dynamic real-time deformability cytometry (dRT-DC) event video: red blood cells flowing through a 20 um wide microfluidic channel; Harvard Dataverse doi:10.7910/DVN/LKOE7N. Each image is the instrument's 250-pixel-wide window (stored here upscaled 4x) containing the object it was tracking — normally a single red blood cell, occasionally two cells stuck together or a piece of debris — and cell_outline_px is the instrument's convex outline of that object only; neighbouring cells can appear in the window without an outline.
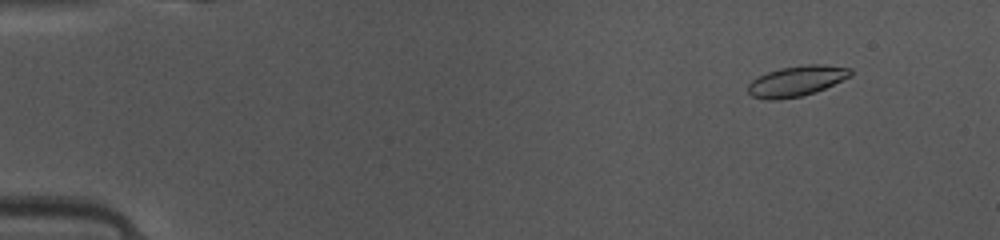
{"species": "common noctule bat (a hibernating species)", "species_latin": "Nyctalus noctula", "temperature_condition": "warm", "stored_images_in_passage": 49, "camera_frame_rate_fps": 3000, "um_per_image_px": 0.085, "animal": {"sex": "female", "body_mass_g": 10.0, "forearm_length_mm": 53.1}, "frame": {"image": 1, "passage_image": 6, "time_ms": 1.667, "image_size_px": [1000, 240], "cell_outline_px": [[852, 76], [824, 88], [800, 96], [776, 100], [764, 100], [752, 96], [748, 92], [748, 84], [752, 80], [768, 72], [780, 68], [808, 64], [820, 64], [852, 68]], "centroid_in_image_um": [67.71, 6.88], "position_along_channel_um": 17.3, "area_um2": 18.03}}
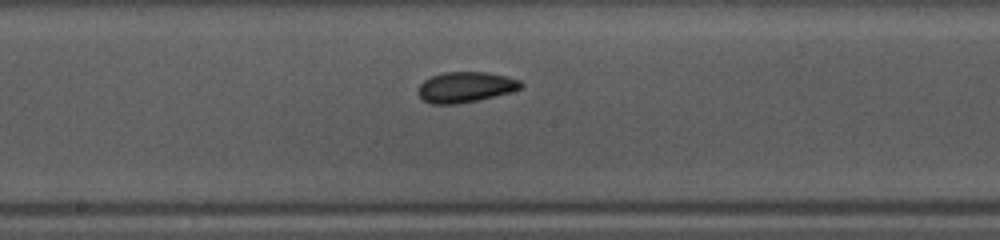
{"frame": {"image": 2, "passage_image": 27, "time_ms": 8.667, "image_size_px": [1000, 240], "cell_outline_px": [[524, 84], [520, 88], [512, 92], [460, 104], [432, 104], [424, 100], [420, 96], [420, 84], [424, 80], [432, 76], [444, 72], [488, 72], [508, 76], [520, 80]], "centroid_in_image_um": [39.62, 7.4], "position_along_channel_um": 208.6, "area_um2": 18.26}}
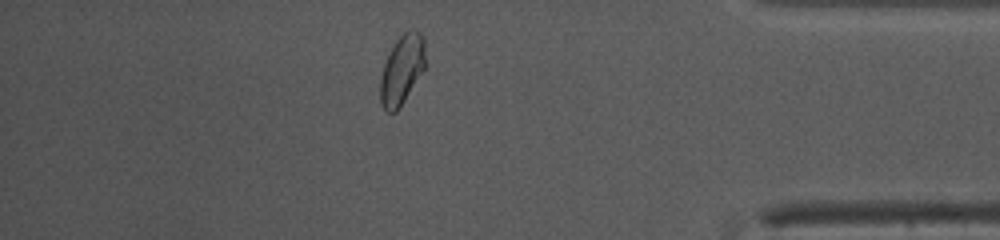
{"frame": {"image": 3, "passage_image": 43, "time_ms": 14.0, "image_size_px": [1000, 240], "cell_outline_px": [[424, 68], [400, 108], [396, 112], [388, 112], [380, 104], [380, 80], [384, 64], [396, 40], [404, 32], [416, 28], [424, 36]], "centroid_in_image_um": [34.16, 5.92], "position_along_channel_um": 401.0, "area_um2": 18.03}, "authors_computed_cell_mechanics": {"area_um2": 18.0336, "velocity_mm_per_s": 4.1603, "shape_relaxation_time_tau1_ms": 9.2977, "shape_relaxation_time_tau2_ms": 2.6858, "deformation_change_tau1": 0.1687, "deformation_change_tau2": 0.0685}}